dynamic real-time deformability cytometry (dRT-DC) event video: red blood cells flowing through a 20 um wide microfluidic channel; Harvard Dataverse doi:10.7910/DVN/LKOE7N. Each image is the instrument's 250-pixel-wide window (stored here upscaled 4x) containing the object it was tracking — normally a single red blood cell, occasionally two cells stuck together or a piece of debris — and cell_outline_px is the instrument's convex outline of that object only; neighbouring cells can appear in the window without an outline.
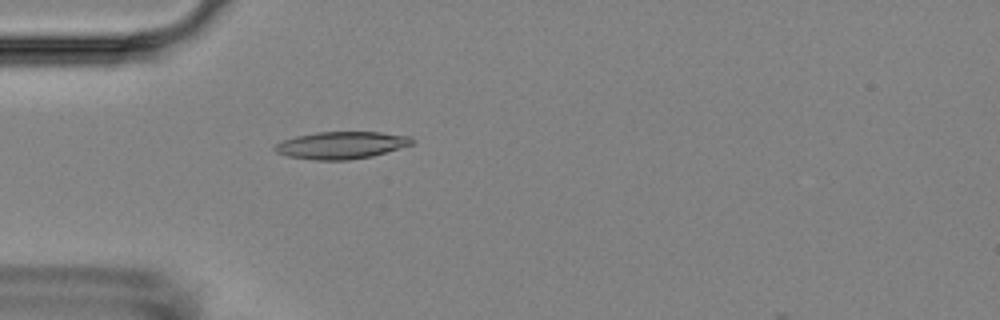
{"species": "Egyptian fruit bat (a non-hibernating species)", "species_latin": "Rousettus aegyptiacus", "temperature_condition": "room temperature", "stored_images_in_passage": 52, "camera_frame_rate_fps": 3000, "um_per_image_px": 0.085, "animal": {"sex": "female"}, "frame": {"image": 1, "passage_image": 13, "time_ms": 4.0, "image_size_px": [1000, 320], "cell_outline_px": [[416, 140], [412, 144], [372, 156], [348, 160], [312, 160], [288, 156], [276, 152], [272, 148], [276, 144], [284, 140], [296, 136], [316, 132], [380, 132], [412, 136]], "centroid_in_image_um": [29.02, 12.34], "position_along_channel_um": 56.0, "area_um2": 21.79}}
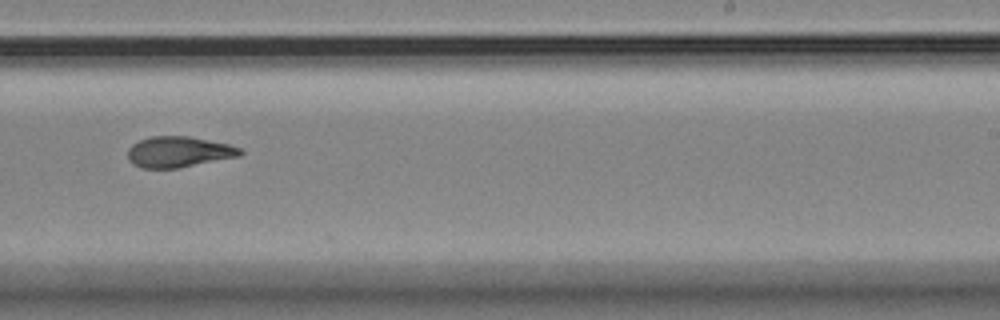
{"frame": {"image": 2, "passage_image": 31, "time_ms": 10.0, "image_size_px": [1000, 320], "cell_outline_px": [[244, 152], [240, 156], [180, 168], [140, 168], [132, 164], [128, 160], [128, 148], [132, 144], [140, 140], [152, 136], [188, 136], [228, 144], [240, 148]], "centroid_in_image_um": [15.17, 12.92], "position_along_channel_um": 273.8, "area_um2": 20.29}}
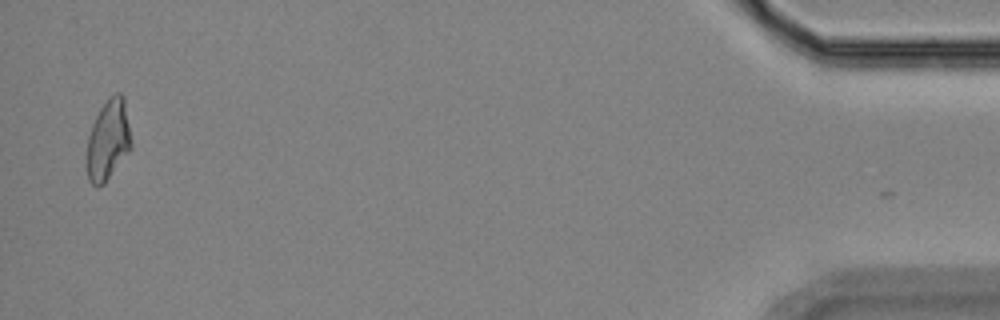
{"frame": {"image": 3, "passage_image": 50, "time_ms": 16.333, "image_size_px": [1000, 320], "cell_outline_px": [[132, 148], [104, 184], [92, 184], [88, 180], [88, 136], [92, 124], [100, 108], [108, 96], [116, 92], [120, 92], [124, 96], [132, 140]], "centroid_in_image_um": [9.23, 11.83], "position_along_channel_um": 426.0, "area_um2": 20.81}, "authors_computed_cell_mechanics": {"area_um2": 20.4034, "velocity_mm_per_s": 3.7135, "shape_relaxation_time_tau1_ms": 6.5025, "shape_relaxation_time_tau2_ms": 3.0746, "deformation_change_tau1": 0.2065, "deformation_change_tau2": 0.1103}}